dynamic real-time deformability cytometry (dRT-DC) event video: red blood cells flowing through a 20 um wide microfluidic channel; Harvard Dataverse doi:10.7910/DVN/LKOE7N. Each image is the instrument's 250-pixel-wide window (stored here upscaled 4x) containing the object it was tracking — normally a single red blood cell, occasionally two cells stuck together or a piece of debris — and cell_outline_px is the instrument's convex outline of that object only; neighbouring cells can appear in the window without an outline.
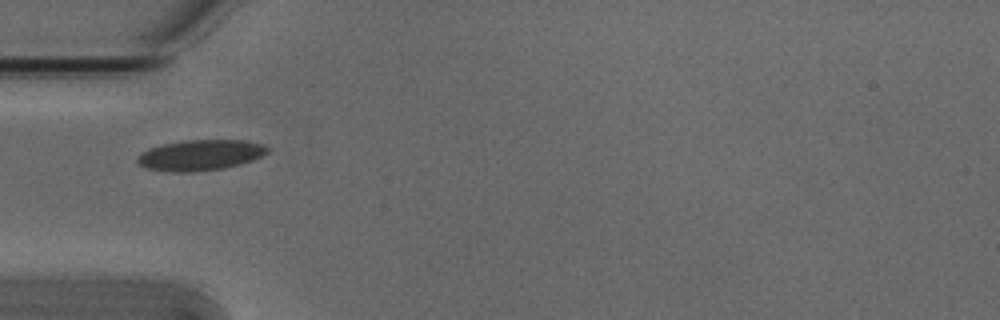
{"species": "Egyptian fruit bat (a non-hibernating species)", "species_latin": "Rousettus aegyptiacus", "temperature_condition": "cold", "stored_images_in_passage": 4, "camera_frame_rate_fps": 3000, "um_per_image_px": 0.085, "animal": {"sex": "male"}, "frame": {"image": 1, "passage_image": 2, "time_ms": 0.333, "image_size_px": [1000, 320], "cell_outline_px": [[272, 148], [268, 152], [252, 160], [240, 164], [224, 168], [192, 172], [172, 172], [148, 168], [140, 164], [136, 160], [136, 156], [140, 152], [148, 148], [164, 144], [184, 140], [248, 140], [264, 144]], "centroid_in_image_um": [17.05, 13.17], "position_along_channel_um": 68.0, "area_um2": 23.41}}
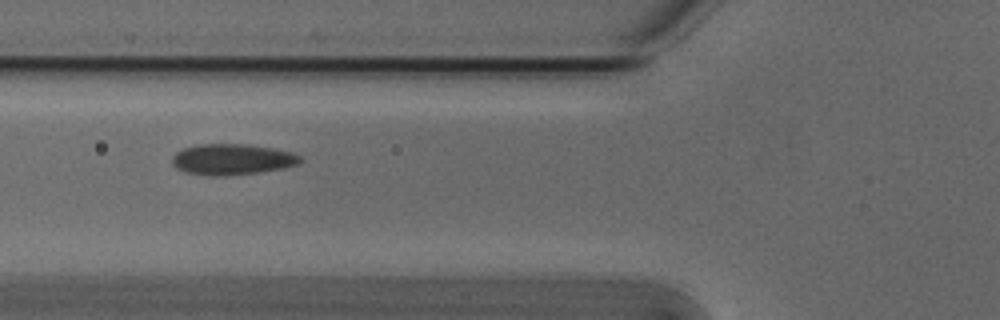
{"frame": {"image": 2, "passage_image": 3, "time_ms": 0.667, "image_size_px": [1000, 320], "cell_outline_px": [[304, 160], [296, 164], [284, 168], [260, 172], [224, 176], [208, 176], [184, 172], [176, 168], [172, 164], [172, 156], [176, 152], [184, 148], [200, 144], [244, 144], [272, 148], [292, 152], [300, 156]], "centroid_in_image_um": [19.71, 13.55], "position_along_channel_um": 106.1, "area_um2": 23.18}}